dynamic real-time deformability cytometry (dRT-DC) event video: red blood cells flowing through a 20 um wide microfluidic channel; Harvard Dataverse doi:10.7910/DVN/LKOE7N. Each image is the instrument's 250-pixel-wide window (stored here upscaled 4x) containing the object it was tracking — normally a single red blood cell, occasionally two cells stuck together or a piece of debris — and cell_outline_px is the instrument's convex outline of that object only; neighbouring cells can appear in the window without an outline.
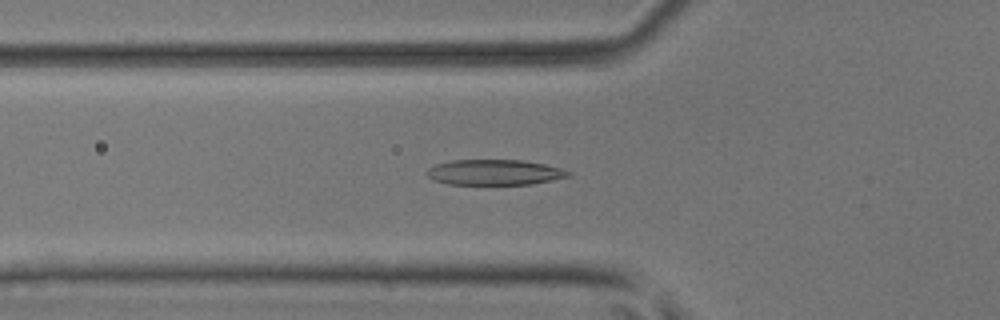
{"species": "common noctule bat (a hibernating species)", "species_latin": "Nyctalus noctula", "temperature_condition": "room temperature", "stored_images_in_passage": 33, "camera_frame_rate_fps": 3000, "um_per_image_px": 0.085, "animal": {"sex": "male", "body_mass_g": 17.9, "forearm_length_mm": 54.2}, "frame": {"image": 1, "passage_image": 5, "time_ms": 1.333, "image_size_px": [1000, 320], "cell_outline_px": [[572, 176], [532, 184], [448, 184], [432, 180], [424, 172], [428, 168], [436, 164], [452, 160], [524, 160], [544, 164], [560, 168], [572, 172]], "centroid_in_image_um": [42.03, 14.64], "position_along_channel_um": 83.8, "area_um2": 21.1}}
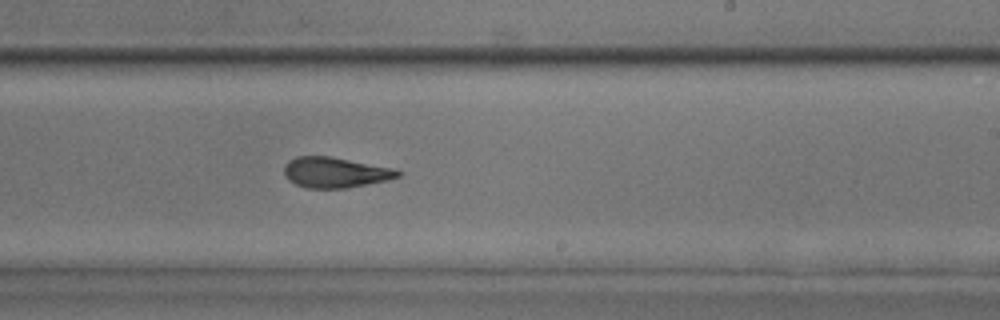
{"frame": {"image": 2, "passage_image": 18, "time_ms": 5.667, "image_size_px": [1000, 320], "cell_outline_px": [[404, 172], [400, 176], [388, 180], [344, 188], [304, 188], [288, 180], [284, 176], [284, 164], [288, 160], [296, 156], [332, 156], [392, 168]], "centroid_in_image_um": [28.46, 14.65], "position_along_channel_um": 260.5, "area_um2": 20.35}}
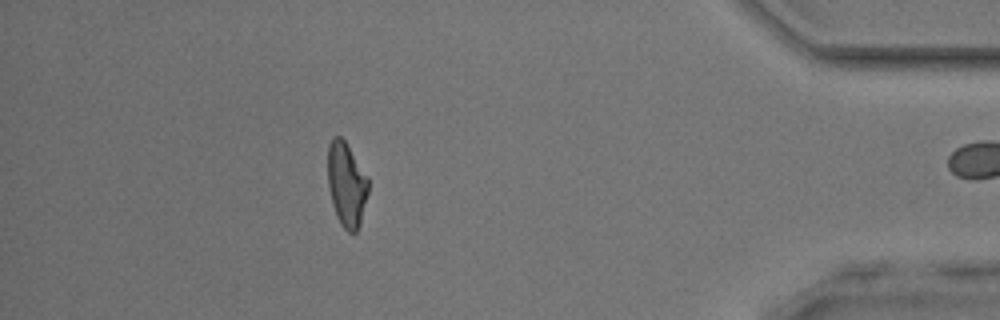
{"frame": {"image": 3, "passage_image": 32, "time_ms": 10.333, "image_size_px": [1000, 320], "cell_outline_px": [[368, 192], [360, 224], [356, 232], [348, 232], [340, 224], [336, 216], [332, 204], [328, 188], [328, 144], [332, 136], [340, 136], [344, 140], [368, 176]], "centroid_in_image_um": [29.44, 15.67], "position_along_channel_um": 405.8, "area_um2": 20.0}}